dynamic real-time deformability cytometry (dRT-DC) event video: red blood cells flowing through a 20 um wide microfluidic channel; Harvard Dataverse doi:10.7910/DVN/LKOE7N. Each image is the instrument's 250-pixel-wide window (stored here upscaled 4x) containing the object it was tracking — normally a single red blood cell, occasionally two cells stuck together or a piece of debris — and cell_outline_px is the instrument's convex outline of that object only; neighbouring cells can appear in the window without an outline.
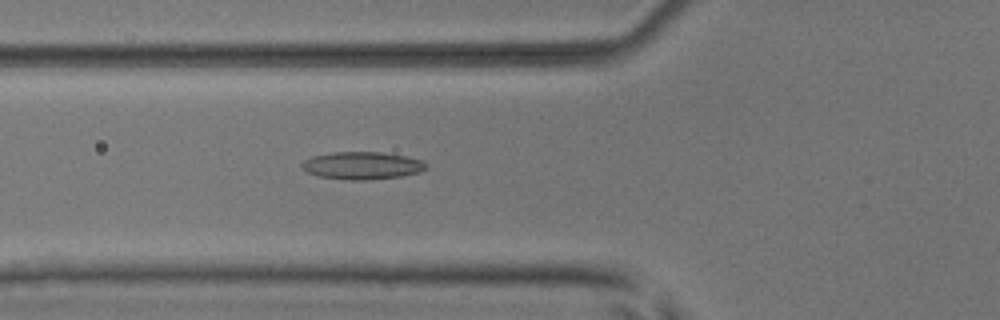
{"species": "common noctule bat (a hibernating species)", "species_latin": "Nyctalus noctula", "temperature_condition": "room temperature", "stored_images_in_passage": 52, "camera_frame_rate_fps": 3000, "um_per_image_px": 0.085, "animal": {"sex": "male", "body_mass_g": 17.9, "forearm_length_mm": 54.2}, "frame": {"image": 1, "passage_image": 20, "time_ms": 6.333, "image_size_px": [1000, 320], "cell_outline_px": [[428, 168], [420, 172], [400, 176], [364, 180], [348, 180], [320, 176], [308, 172], [300, 168], [300, 164], [304, 160], [312, 156], [332, 152], [380, 152], [404, 156], [420, 160], [428, 164]], "centroid_in_image_um": [30.76, 14.07], "position_along_channel_um": 95.0, "area_um2": 19.88}}
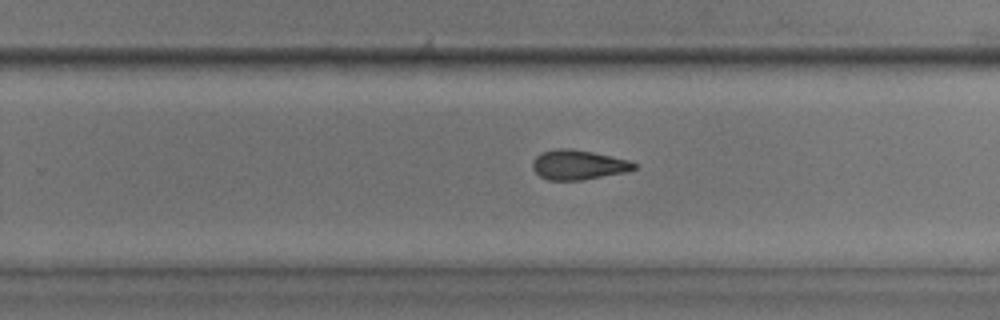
{"frame": {"image": 2, "passage_image": 34, "time_ms": 11.0, "image_size_px": [1000, 320], "cell_outline_px": [[636, 168], [628, 172], [580, 180], [548, 180], [540, 176], [532, 168], [532, 160], [540, 152], [556, 148], [572, 148], [592, 152], [628, 160], [636, 164]], "centroid_in_image_um": [49.12, 14.0], "position_along_channel_um": 280.7, "area_um2": 17.63}}
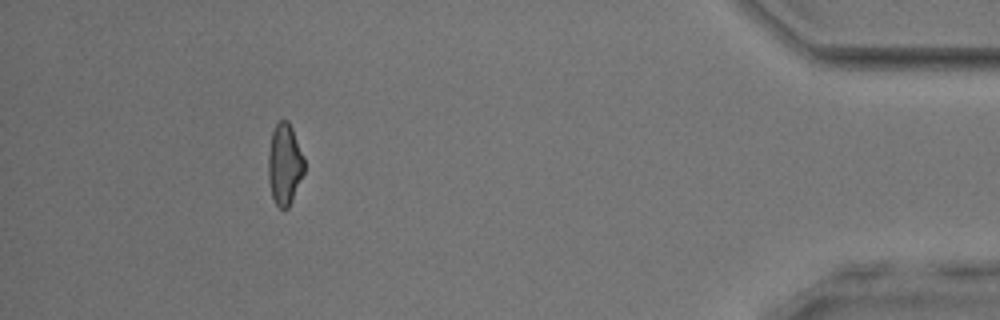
{"frame": {"image": 3, "passage_image": 48, "time_ms": 15.667, "image_size_px": [1000, 320], "cell_outline_px": [[304, 172], [292, 200], [288, 208], [280, 208], [276, 204], [272, 196], [268, 180], [268, 152], [272, 132], [276, 124], [280, 120], [288, 120], [292, 128], [304, 156]], "centroid_in_image_um": [24.18, 13.95], "position_along_channel_um": 411.0, "area_um2": 17.05}, "authors_computed_cell_mechanics": {"area_um2": 18.1492, "velocity_mm_per_s": 3.9869, "shape_relaxation_time_tau1_ms": null, "shape_relaxation_time_tau2_ms": 3.794, "deformation_change_tau1": null, "deformation_change_tau2": 0.1289}}